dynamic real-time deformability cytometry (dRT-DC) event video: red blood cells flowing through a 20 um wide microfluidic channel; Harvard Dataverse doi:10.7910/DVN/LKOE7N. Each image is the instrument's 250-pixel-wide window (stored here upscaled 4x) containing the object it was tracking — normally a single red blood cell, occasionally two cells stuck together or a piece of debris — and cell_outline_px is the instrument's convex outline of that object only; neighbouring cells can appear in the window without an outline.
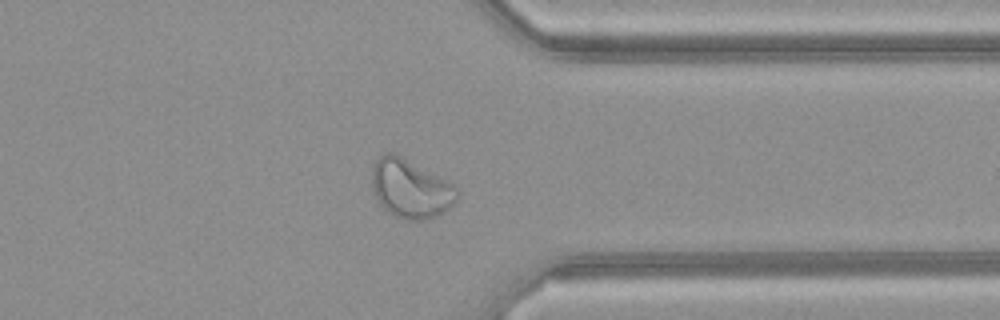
{"species": "common noctule bat (a hibernating species)", "species_latin": "Nyctalus noctula", "temperature_condition": "warm", "stored_images_in_passage": 41, "camera_frame_rate_fps": 3000, "um_per_image_px": 0.085, "animal": {"sex": "female", "body_mass_g": 21.9}, "frame": {"image": 1, "passage_image": 30, "time_ms": 9.667, "image_size_px": [1000, 320], "cell_outline_px": [[460, 196], [444, 212], [436, 216], [420, 220], [404, 220], [388, 212], [380, 204], [372, 188], [372, 164], [384, 152], [392, 152], [448, 180], [460, 192]], "centroid_in_image_um": [34.89, 16.03], "position_along_channel_um": 376.5, "area_um2": 29.13}, "authors_computed_cell_mechanics": {"area_um2": 29.1312, "velocity_mm_per_s": 4.1574, "shape_relaxation_time_tau1_ms": null, "shape_relaxation_time_tau2_ms": 1.1762, "deformation_change_tau1": null, "deformation_change_tau2": 0.0842}}